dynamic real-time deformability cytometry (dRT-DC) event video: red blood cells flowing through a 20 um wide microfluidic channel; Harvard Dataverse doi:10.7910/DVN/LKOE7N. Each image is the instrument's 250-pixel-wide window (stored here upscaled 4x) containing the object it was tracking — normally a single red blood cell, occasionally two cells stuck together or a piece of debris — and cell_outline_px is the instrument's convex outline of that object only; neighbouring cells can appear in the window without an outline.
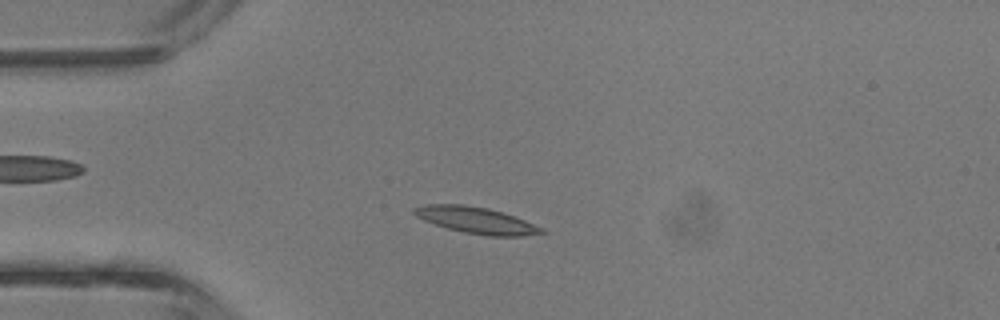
{"species": "common noctule bat (a hibernating species)", "species_latin": "Nyctalus noctula", "temperature_condition": "room temperature", "stored_images_in_passage": 40, "camera_frame_rate_fps": 3000, "um_per_image_px": 0.085, "animal": {"sex": "male", "body_mass_g": 13.3}, "frame": {"image": 1, "passage_image": 9, "time_ms": 2.667, "image_size_px": [1000, 320], "cell_outline_px": [[548, 232], [520, 236], [488, 236], [464, 232], [448, 228], [424, 220], [416, 216], [412, 212], [412, 208], [424, 204], [464, 204], [488, 208], [524, 220], [544, 228]], "centroid_in_image_um": [40.46, 18.71], "position_along_channel_um": 44.5, "area_um2": 19.48}}
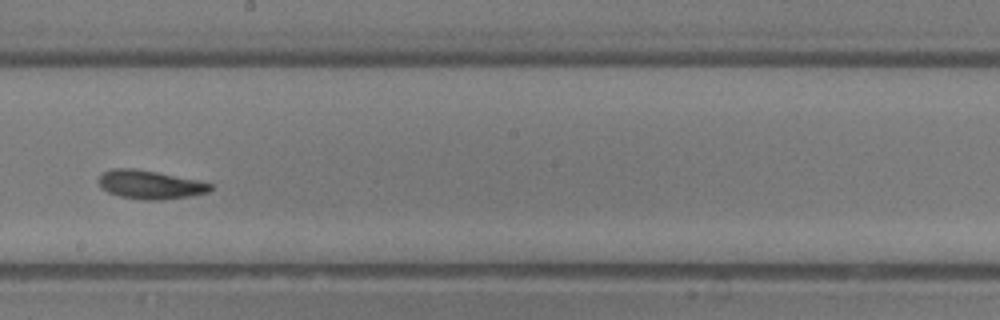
{"frame": {"image": 2, "passage_image": 22, "time_ms": 7.0, "image_size_px": [1000, 320], "cell_outline_px": [[212, 188], [208, 192], [192, 196], [164, 200], [144, 200], [120, 196], [108, 192], [100, 188], [100, 172], [112, 168], [132, 168], [156, 172], [200, 180], [212, 184]], "centroid_in_image_um": [12.76, 15.69], "position_along_channel_um": 235.4, "area_um2": 18.79}}
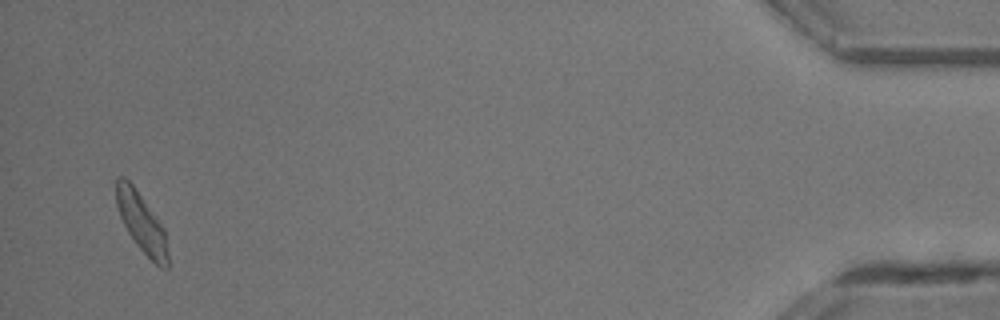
{"frame": {"image": 3, "passage_image": 39, "time_ms": 12.667, "image_size_px": [1000, 320], "cell_outline_px": [[168, 268], [160, 268], [136, 244], [128, 232], [120, 216], [116, 204], [116, 180], [120, 176], [124, 176], [132, 184], [164, 228], [168, 252]], "centroid_in_image_um": [12.03, 18.93], "position_along_channel_um": 423.2, "area_um2": 17.46}, "authors_computed_cell_mechanics": {"area_um2": 18.0914, "velocity_mm_per_s": 4.8607, "shape_relaxation_time_tau1_ms": 3.7192, "shape_relaxation_time_tau2_ms": 4.0657, "deformation_change_tau1": 0.1543, "deformation_change_tau2": 0.1404}}